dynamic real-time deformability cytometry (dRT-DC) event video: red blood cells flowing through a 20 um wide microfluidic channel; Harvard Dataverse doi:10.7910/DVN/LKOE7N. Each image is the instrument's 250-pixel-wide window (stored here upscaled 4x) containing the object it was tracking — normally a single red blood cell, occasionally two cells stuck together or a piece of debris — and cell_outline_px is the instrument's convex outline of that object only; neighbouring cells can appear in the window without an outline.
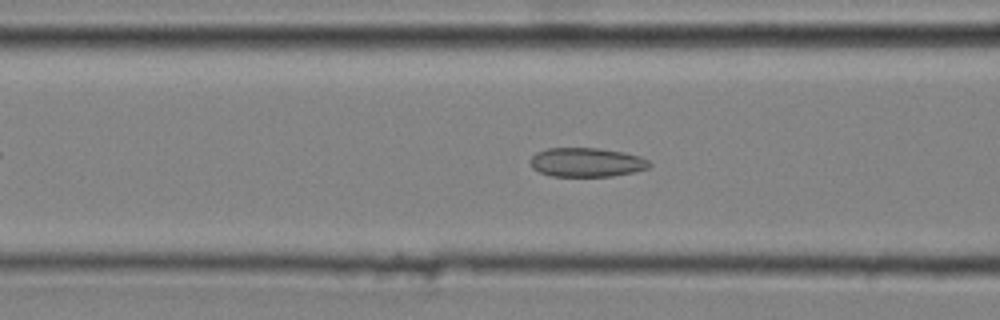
{"species": "common noctule bat (a hibernating species)", "species_latin": "Nyctalus noctula", "temperature_condition": "cold", "stored_images_in_passage": 40, "camera_frame_rate_fps": 3000, "um_per_image_px": 0.085, "animal": {"sex": "male", "body_mass_g": 20.4}, "frame": {"image": 1, "passage_image": 18, "time_ms": 5.667, "image_size_px": [1000, 320], "cell_outline_px": [[652, 164], [648, 168], [632, 172], [612, 176], [552, 176], [540, 172], [532, 168], [528, 160], [536, 152], [548, 148], [600, 148], [624, 152], [640, 156], [648, 160]], "centroid_in_image_um": [49.84, 13.79], "position_along_channel_um": 116.8, "area_um2": 20.29}}
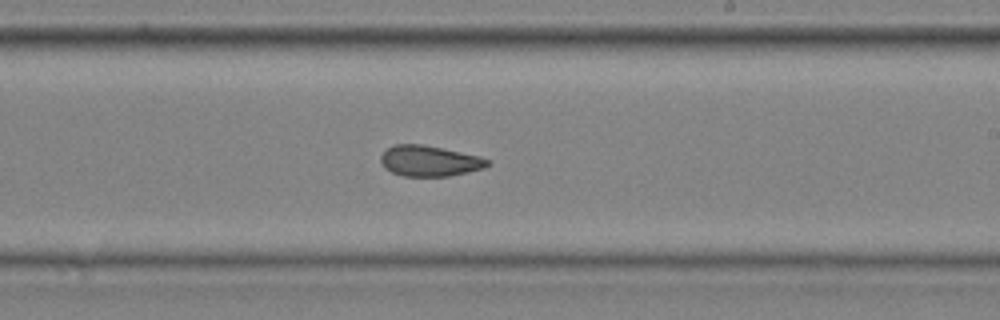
{"frame": {"image": 2, "passage_image": 28, "time_ms": 9.0, "image_size_px": [1000, 320], "cell_outline_px": [[492, 164], [484, 168], [468, 172], [448, 176], [404, 176], [392, 172], [384, 168], [380, 160], [380, 156], [388, 148], [396, 144], [424, 144], [480, 156], [488, 160]], "centroid_in_image_um": [36.52, 13.68], "position_along_channel_um": 252.5, "area_um2": 19.13}}
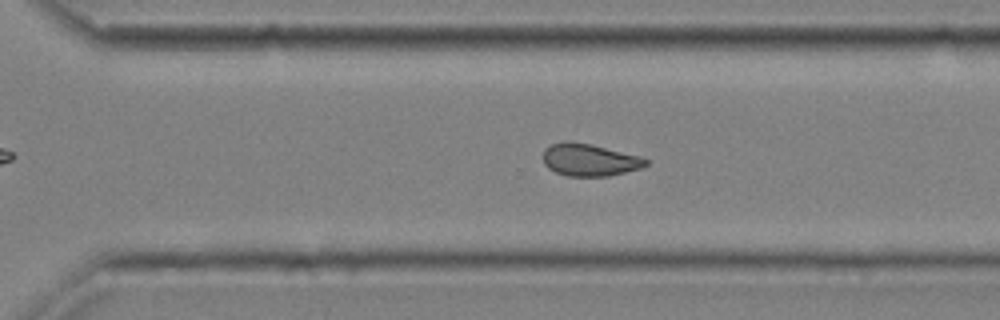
{"frame": {"image": 3, "passage_image": 33, "time_ms": 10.667, "image_size_px": [1000, 320], "cell_outline_px": [[648, 164], [640, 168], [608, 176], [568, 176], [556, 172], [548, 168], [544, 164], [544, 148], [552, 144], [564, 140], [568, 140], [592, 144], [640, 156], [648, 160]], "centroid_in_image_um": [50.09, 13.57], "position_along_channel_um": 320.5, "area_um2": 19.36}, "authors_computed_cell_mechanics": {"area_um2": 19.5364, "velocity_mm_per_s": 4.0768, "shape_relaxation_time_tau1_ms": null, "shape_relaxation_time_tau2_ms": 2.3567, "deformation_change_tau1": null, "deformation_change_tau2": 0.0819}}